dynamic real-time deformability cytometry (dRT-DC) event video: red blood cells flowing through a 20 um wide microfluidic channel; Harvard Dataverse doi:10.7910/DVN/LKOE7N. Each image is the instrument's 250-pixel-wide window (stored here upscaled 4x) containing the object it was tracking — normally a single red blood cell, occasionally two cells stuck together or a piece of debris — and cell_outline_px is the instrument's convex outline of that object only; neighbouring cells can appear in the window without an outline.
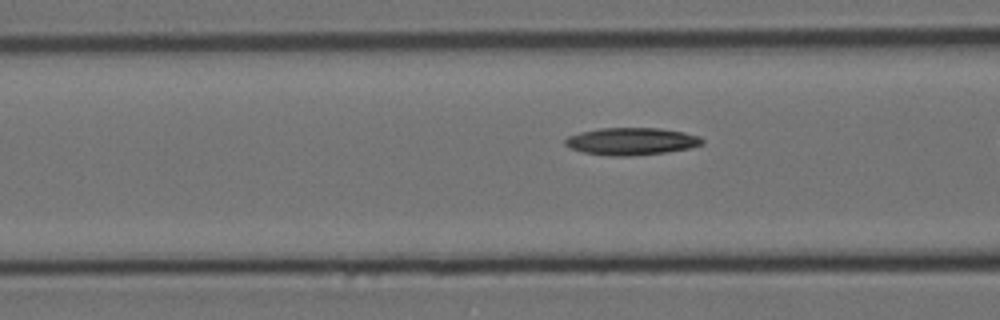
{"species": "Egyptian fruit bat (a non-hibernating species)", "species_latin": "Rousettus aegyptiacus", "temperature_condition": "cold", "stored_images_in_passage": 33, "camera_frame_rate_fps": 3000, "um_per_image_px": 0.085, "animal": {"sex": "female"}, "frame": {"image": 1, "passage_image": 11, "time_ms": 3.333, "image_size_px": [1000, 320], "cell_outline_px": [[704, 144], [688, 148], [668, 152], [628, 156], [612, 156], [584, 152], [572, 148], [564, 144], [564, 140], [568, 136], [580, 132], [600, 128], [660, 128], [684, 132], [700, 136], [704, 140]], "centroid_in_image_um": [53.7, 12.01], "position_along_channel_um": 112.9, "area_um2": 21.79}}
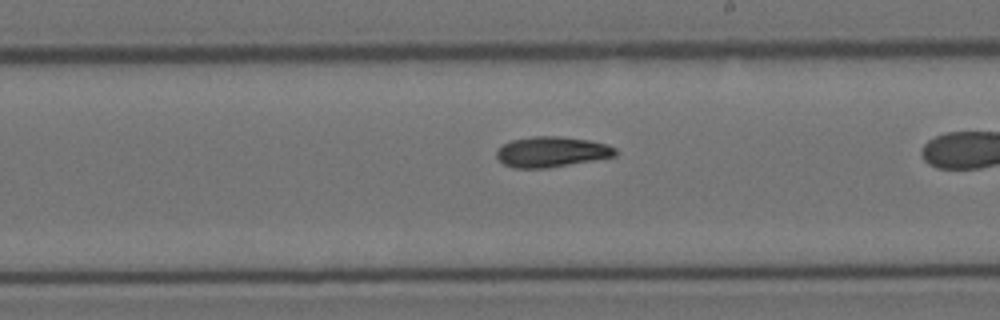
{"frame": {"image": 2, "passage_image": 22, "time_ms": 7.0, "image_size_px": [1000, 320], "cell_outline_px": [[616, 156], [548, 168], [512, 168], [504, 164], [496, 156], [496, 152], [504, 144], [512, 140], [532, 136], [556, 136], [588, 140], [608, 144], [616, 148]], "centroid_in_image_um": [46.89, 12.91], "position_along_channel_um": 242.1, "area_um2": 20.98}}
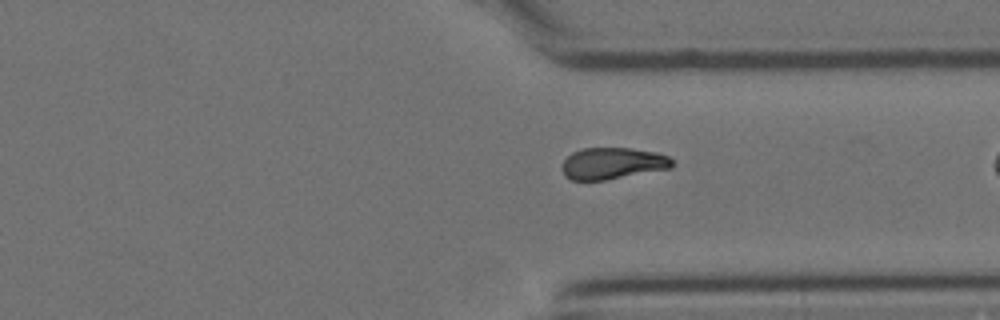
{"frame": {"image": 3, "passage_image": 32, "time_ms": 10.333, "image_size_px": [1000, 320], "cell_outline_px": [[672, 168], [604, 180], [572, 180], [564, 176], [560, 168], [564, 160], [572, 152], [584, 148], [628, 148], [656, 152], [668, 156], [672, 160]], "centroid_in_image_um": [52.03, 13.89], "position_along_channel_um": 359.4, "area_um2": 20.29}}